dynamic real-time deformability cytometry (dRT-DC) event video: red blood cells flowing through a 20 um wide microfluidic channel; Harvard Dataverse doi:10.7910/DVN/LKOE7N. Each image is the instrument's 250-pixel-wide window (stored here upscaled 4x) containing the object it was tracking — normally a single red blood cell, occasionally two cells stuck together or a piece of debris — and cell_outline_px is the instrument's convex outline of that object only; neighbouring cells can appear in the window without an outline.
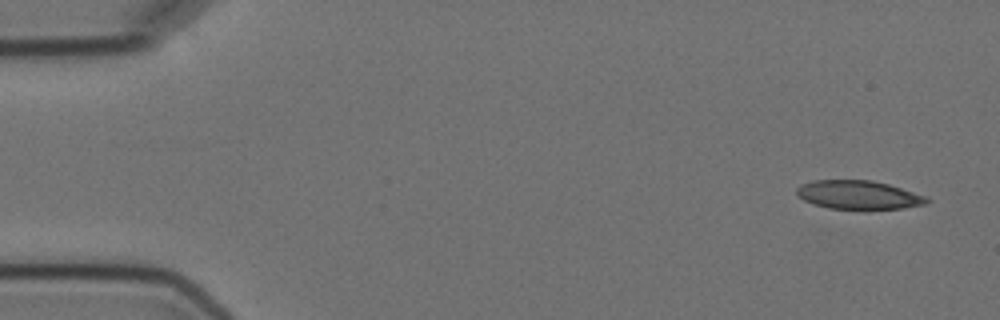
{"species": "Egyptian fruit bat (a non-hibernating species)", "species_latin": "Rousettus aegyptiacus", "temperature_condition": "cold", "stored_images_in_passage": 4, "camera_frame_rate_fps": 3000, "um_per_image_px": 0.085, "animal": {"sex": "female"}, "frame": {"image": 1, "passage_image": 1, "time_ms": 0.0, "image_size_px": [1000, 320], "cell_outline_px": [[932, 200], [924, 204], [904, 208], [868, 212], [864, 212], [828, 208], [812, 204], [796, 196], [796, 188], [800, 184], [812, 180], [872, 180], [888, 184], [928, 196]], "centroid_in_image_um": [72.98, 16.61], "position_along_channel_um": 12.0, "area_um2": 22.89}}
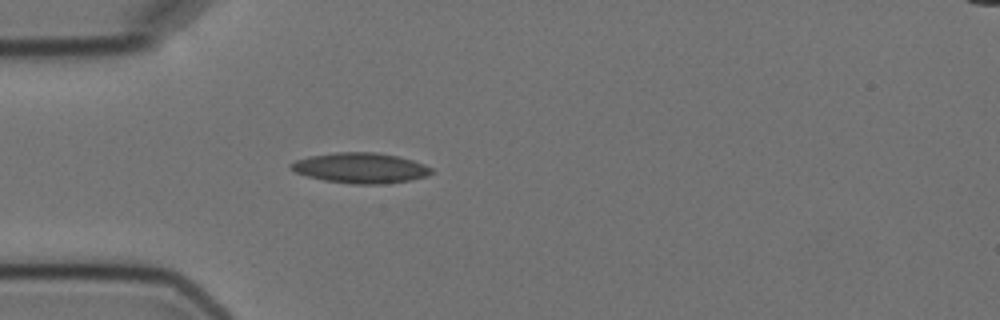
{"frame": {"image": 2, "passage_image": 4, "time_ms": 4.333, "image_size_px": [1000, 320], "cell_outline_px": [[432, 172], [428, 176], [412, 180], [384, 184], [352, 184], [324, 180], [308, 176], [296, 172], [288, 168], [288, 164], [296, 160], [308, 156], [336, 152], [376, 152], [400, 156], [424, 164], [432, 168]], "centroid_in_image_um": [30.65, 14.27], "position_along_channel_um": 54.4, "area_um2": 25.09}}